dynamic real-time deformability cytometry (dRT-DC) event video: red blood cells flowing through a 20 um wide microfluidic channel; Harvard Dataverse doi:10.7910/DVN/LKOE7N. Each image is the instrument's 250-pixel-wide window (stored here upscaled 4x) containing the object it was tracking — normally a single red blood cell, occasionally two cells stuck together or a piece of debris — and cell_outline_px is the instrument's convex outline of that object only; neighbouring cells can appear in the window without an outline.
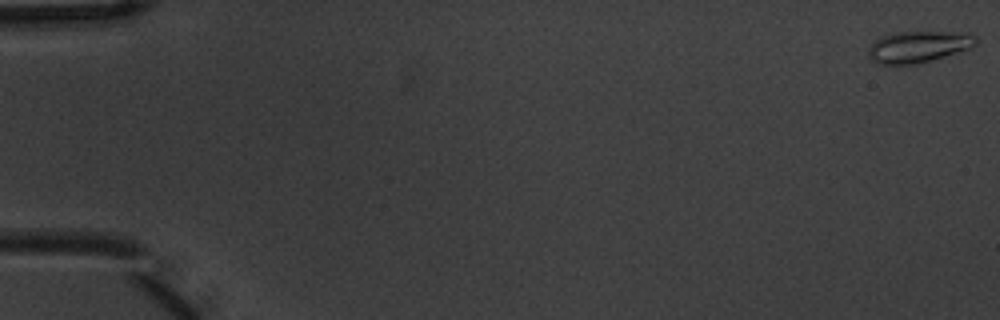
{"species": "common noctule bat (a hibernating species)", "species_latin": "Nyctalus noctula", "temperature_condition": "warm", "stored_images_in_passage": 6, "camera_frame_rate_fps": 3000, "um_per_image_px": 0.085, "animal": {"sex": "male", "body_mass_g": 20.1, "forearm_length_mm": 53.5}, "frame": {"image": 1, "passage_image": 1, "time_ms": 0.0, "image_size_px": [1000, 320], "cell_outline_px": [[976, 44], [968, 48], [932, 60], [916, 64], [876, 64], [868, 56], [868, 48], [880, 36], [896, 32], [968, 32], [976, 36]], "centroid_in_image_um": [78.03, 3.96], "position_along_channel_um": 7.0, "area_um2": 19.65}}
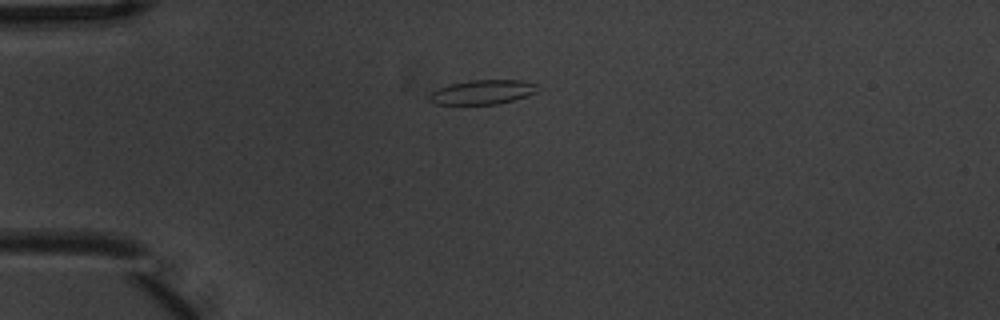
{"frame": {"image": 2, "passage_image": 5, "time_ms": 1.333, "image_size_px": [1000, 320], "cell_outline_px": [[536, 92], [512, 100], [496, 104], [432, 104], [428, 100], [428, 96], [432, 92], [448, 84], [472, 80], [524, 80], [536, 84]], "centroid_in_image_um": [40.96, 7.83], "position_along_channel_um": 44.0, "area_um2": 15.2}}